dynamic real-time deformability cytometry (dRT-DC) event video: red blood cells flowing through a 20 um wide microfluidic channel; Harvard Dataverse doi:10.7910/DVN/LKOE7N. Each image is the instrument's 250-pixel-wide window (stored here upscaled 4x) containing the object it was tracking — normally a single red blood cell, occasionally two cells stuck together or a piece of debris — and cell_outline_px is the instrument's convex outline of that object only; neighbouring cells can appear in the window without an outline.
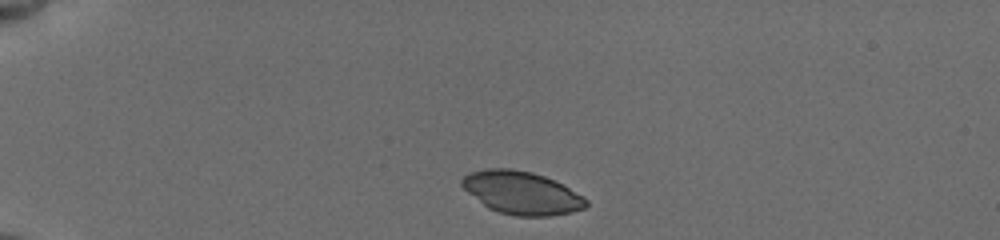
{"species": "common noctule bat (a hibernating species)", "species_latin": "Nyctalus noctula", "temperature_condition": "cold", "stored_images_in_passage": 13, "camera_frame_rate_fps": 3000, "um_per_image_px": 0.085, "animal": {"sex": "female", "body_mass_g": 19.5, "forearm_length_mm": 54.1}, "frame": {"image": 1, "passage_image": 1, "time_ms": 0.0, "image_size_px": [1000, 240], "cell_outline_px": [[588, 204], [584, 208], [572, 212], [548, 216], [516, 216], [500, 212], [488, 208], [468, 192], [460, 184], [460, 180], [464, 176], [472, 172], [488, 168], [512, 168], [532, 172], [544, 176], [564, 184], [584, 196], [588, 200]], "centroid_in_image_um": [44.37, 16.38], "position_along_channel_um": 40.6, "area_um2": 31.1}}